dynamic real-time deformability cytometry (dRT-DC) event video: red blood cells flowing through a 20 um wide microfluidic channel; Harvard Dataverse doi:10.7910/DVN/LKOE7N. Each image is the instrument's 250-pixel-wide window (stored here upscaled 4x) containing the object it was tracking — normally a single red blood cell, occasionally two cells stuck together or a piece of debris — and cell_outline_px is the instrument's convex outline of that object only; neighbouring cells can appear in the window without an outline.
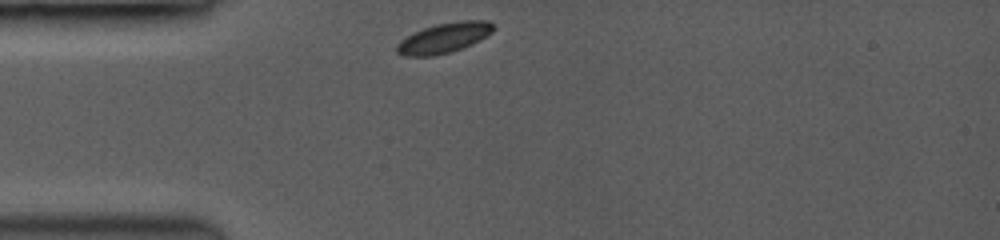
{"species": "common noctule bat (a hibernating species)", "species_latin": "Nyctalus noctula", "temperature_condition": "room temperature", "stored_images_in_passage": 36, "camera_frame_rate_fps": 3500, "um_per_image_px": 0.085, "animal": {"sex": "female", "body_mass_g": 19.0, "forearm_length_mm": 53.3}, "frame": {"image": 1, "passage_image": 1, "time_ms": 0.0, "image_size_px": [1000, 240], "cell_outline_px": [[496, 28], [492, 32], [460, 48], [448, 52], [432, 56], [404, 56], [396, 52], [396, 44], [400, 40], [412, 32], [436, 24], [460, 20], [488, 20]], "centroid_in_image_um": [37.68, 3.2], "position_along_channel_um": 47.3, "area_um2": 16.7}}
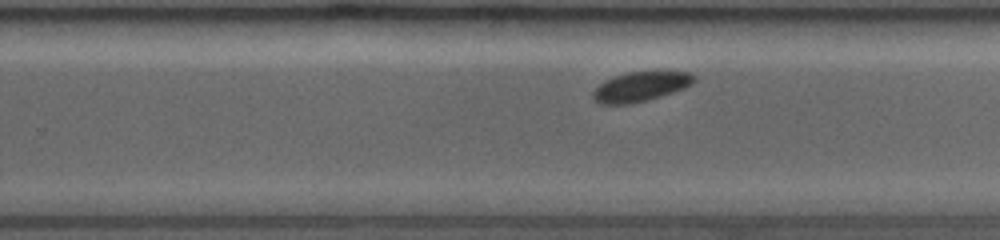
{"frame": {"image": 2, "passage_image": 23, "time_ms": 6.286, "image_size_px": [1000, 240], "cell_outline_px": [[696, 80], [692, 84], [672, 92], [644, 100], [628, 104], [600, 104], [592, 96], [592, 92], [604, 80], [628, 72], [692, 72], [696, 76]], "centroid_in_image_um": [54.44, 7.35], "position_along_channel_um": 275.4, "area_um2": 17.05}}
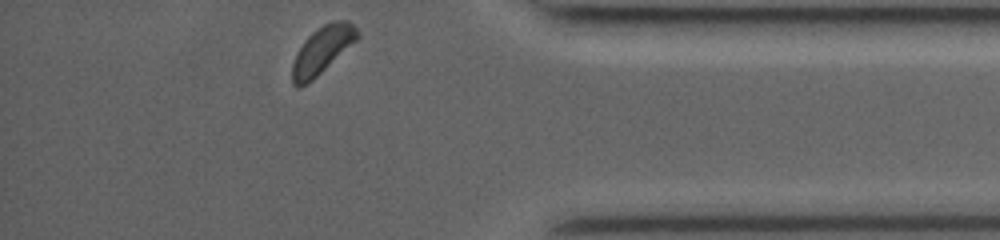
{"frame": {"image": 3, "passage_image": 36, "time_ms": 10.0, "image_size_px": [1000, 240], "cell_outline_px": [[360, 36], [356, 40], [308, 84], [300, 88], [296, 88], [292, 84], [292, 64], [300, 48], [308, 36], [312, 32], [324, 24], [340, 20], [348, 20], [356, 28]], "centroid_in_image_um": [27.36, 4.29], "position_along_channel_um": 407.8, "area_um2": 17.51}, "authors_computed_cell_mechanics": {"area_um2": 17.1666, "velocity_mm_per_s": 3.8843, "shape_relaxation_time_tau1_ms": 4.9504, "shape_relaxation_time_tau2_ms": null, "deformation_change_tau1": 0.114, "deformation_change_tau2": null}}